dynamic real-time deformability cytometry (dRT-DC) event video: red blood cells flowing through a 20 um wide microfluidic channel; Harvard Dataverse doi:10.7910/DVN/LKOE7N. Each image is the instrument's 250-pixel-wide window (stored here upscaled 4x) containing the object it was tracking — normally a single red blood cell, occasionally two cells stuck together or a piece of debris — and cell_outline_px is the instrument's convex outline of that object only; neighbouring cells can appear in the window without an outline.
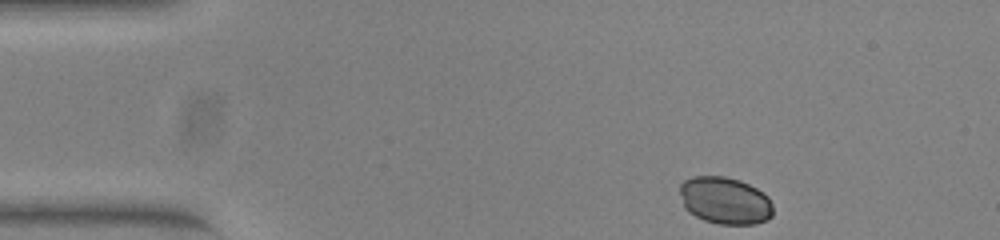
{"species": "common noctule bat (a hibernating species)", "species_latin": "Nyctalus noctula", "temperature_condition": "warm", "stored_images_in_passage": 10, "camera_frame_rate_fps": 3000, "um_per_image_px": 0.085, "animal": {"sex": "female", "body_mass_g": 23.0, "forearm_length_mm": 53.4}, "frame": {"image": 1, "passage_image": 1, "time_ms": 0.0, "image_size_px": [1000, 240], "cell_outline_px": [[772, 216], [768, 220], [756, 224], [720, 224], [704, 220], [688, 212], [684, 208], [680, 192], [680, 184], [684, 180], [692, 176], [724, 176], [740, 180], [764, 192], [768, 196], [772, 204]], "centroid_in_image_um": [61.63, 17.04], "position_along_channel_um": 23.4, "area_um2": 25.84}}